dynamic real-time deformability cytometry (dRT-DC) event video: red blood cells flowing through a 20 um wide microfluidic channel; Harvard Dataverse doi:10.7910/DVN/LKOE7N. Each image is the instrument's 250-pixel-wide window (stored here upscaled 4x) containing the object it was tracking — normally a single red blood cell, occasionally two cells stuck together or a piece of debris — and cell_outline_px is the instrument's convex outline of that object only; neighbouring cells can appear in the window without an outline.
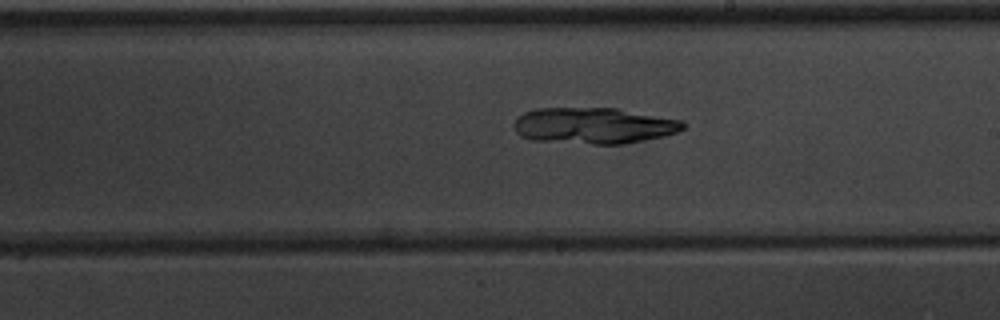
{"species": "common noctule bat (a hibernating species)", "species_latin": "Nyctalus noctula", "temperature_condition": "warm", "stored_images_in_passage": 6, "camera_frame_rate_fps": 3000, "um_per_image_px": 0.085, "animal": {"sex": "male", "body_mass_g": 20.1, "forearm_length_mm": 53.5}, "frame": {"image": 1, "passage_image": 6, "time_ms": 5.667, "image_size_px": [1000, 320], "cell_outline_px": [[688, 124], [680, 132], [664, 136], [624, 144], [592, 144], [532, 140], [520, 136], [516, 132], [512, 124], [524, 112], [536, 108], [616, 108], [680, 120]], "centroid_in_image_um": [50.47, 10.68], "position_along_channel_um": 238.5, "area_um2": 35.78}}